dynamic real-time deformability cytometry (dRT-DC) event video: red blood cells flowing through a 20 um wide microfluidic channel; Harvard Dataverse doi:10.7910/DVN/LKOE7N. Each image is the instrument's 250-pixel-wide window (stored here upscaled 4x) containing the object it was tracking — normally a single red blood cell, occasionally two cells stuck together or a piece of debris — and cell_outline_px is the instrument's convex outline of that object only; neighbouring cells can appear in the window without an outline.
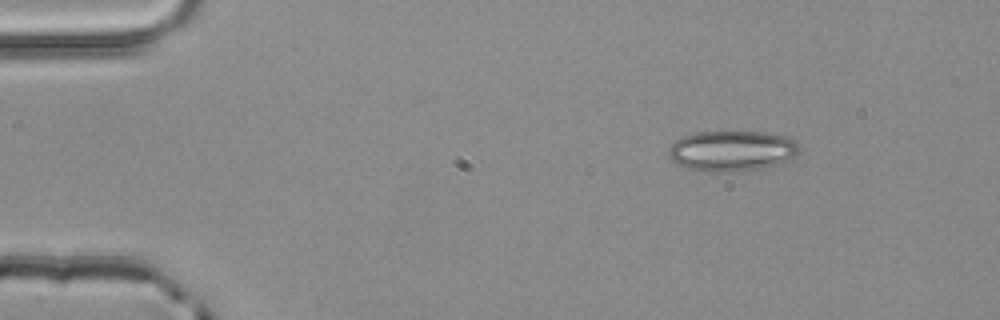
{"species": "common noctule bat (a hibernating species)", "species_latin": "Nyctalus noctula", "temperature_condition": "room temperature", "stored_images_in_passage": 3, "camera_frame_rate_fps": 3000, "um_per_image_px": 0.085, "animal": {"sex": "male", "body_mass_g": 20.4}, "frame": {"image": 1, "passage_image": 1, "time_ms": 0.0, "image_size_px": [1000, 320], "cell_outline_px": [[800, 148], [796, 156], [788, 160], [776, 164], [760, 168], [728, 172], [704, 172], [684, 168], [676, 164], [672, 160], [668, 152], [668, 148], [676, 140], [684, 136], [696, 132], [764, 132], [792, 136], [800, 144]], "centroid_in_image_um": [62.23, 12.82], "position_along_channel_um": 22.8, "area_um2": 31.27}}